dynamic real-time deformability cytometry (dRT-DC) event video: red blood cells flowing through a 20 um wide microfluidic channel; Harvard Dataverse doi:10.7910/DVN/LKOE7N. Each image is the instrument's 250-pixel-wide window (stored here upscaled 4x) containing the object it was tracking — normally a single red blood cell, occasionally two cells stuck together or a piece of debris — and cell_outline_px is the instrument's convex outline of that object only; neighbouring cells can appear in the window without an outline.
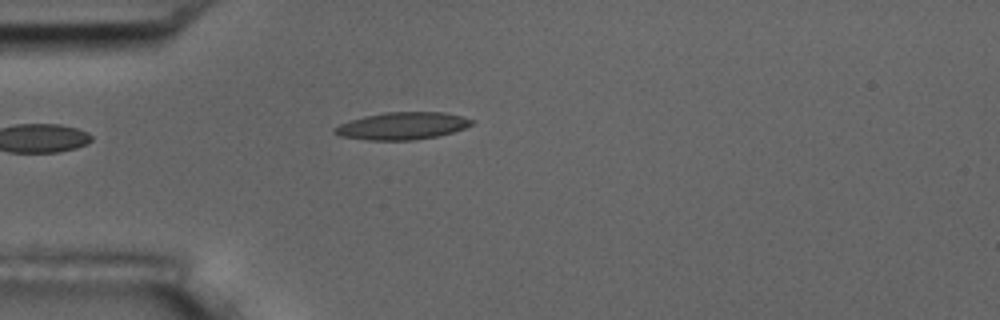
{"species": "common noctule bat (a hibernating species)", "species_latin": "Nyctalus noctula", "temperature_condition": "room temperature", "stored_images_in_passage": 4, "camera_frame_rate_fps": 3000, "um_per_image_px": 0.085, "animal": {"sex": "male", "body_mass_g": 17.5, "forearm_length_mm": 52.3}, "frame": {"image": 1, "passage_image": 4, "time_ms": 4.333, "image_size_px": [1000, 320], "cell_outline_px": [[476, 120], [472, 124], [464, 128], [452, 132], [436, 136], [412, 140], [368, 140], [340, 136], [332, 132], [332, 128], [348, 120], [364, 116], [384, 112], [444, 112]], "centroid_in_image_um": [34.15, 10.69], "position_along_channel_um": 50.9, "area_um2": 21.85}}